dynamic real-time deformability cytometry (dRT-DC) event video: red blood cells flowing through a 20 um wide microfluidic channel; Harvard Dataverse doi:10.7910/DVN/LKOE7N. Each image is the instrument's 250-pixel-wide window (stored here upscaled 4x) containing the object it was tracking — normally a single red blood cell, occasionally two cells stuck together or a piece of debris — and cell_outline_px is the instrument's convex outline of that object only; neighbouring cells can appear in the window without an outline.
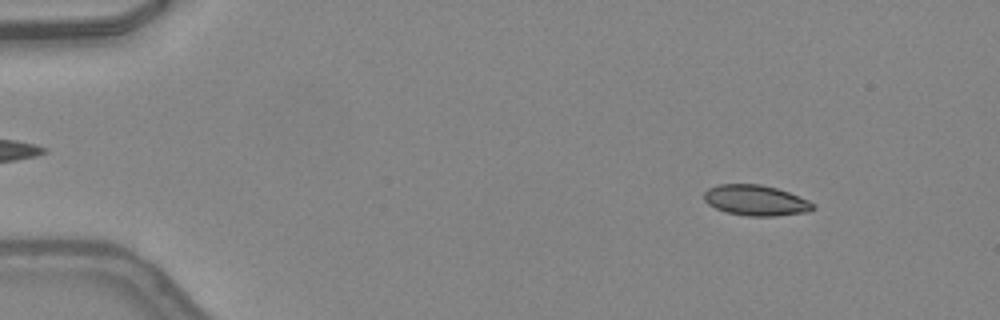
{"species": "common noctule bat (a hibernating species)", "species_latin": "Nyctalus noctula", "temperature_condition": "warm", "stored_images_in_passage": 48, "camera_frame_rate_fps": 3000, "um_per_image_px": 0.085, "animal": {"sex": "female", "body_mass_g": 24.6, "forearm_length_mm": 56.2}, "frame": {"image": 1, "passage_image": 6, "time_ms": 1.667, "image_size_px": [1000, 320], "cell_outline_px": [[816, 208], [808, 212], [776, 216], [748, 216], [724, 212], [708, 204], [704, 200], [704, 192], [708, 188], [720, 184], [760, 184], [776, 188], [788, 192], [808, 200], [816, 204]], "centroid_in_image_um": [64.25, 17.04], "position_along_channel_um": 20.8, "area_um2": 19.54}}
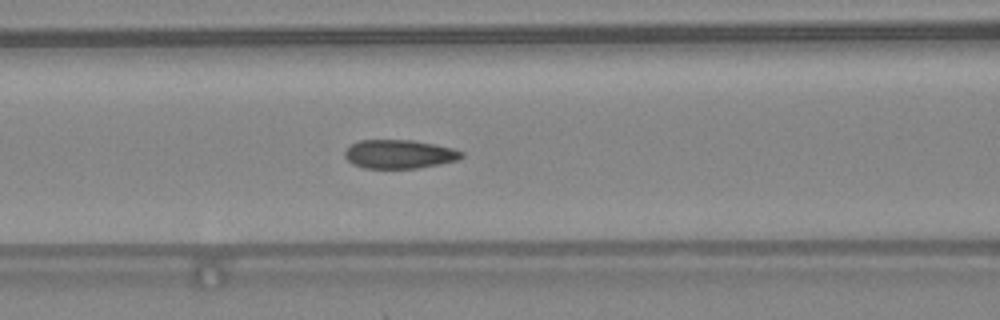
{"frame": {"image": 2, "passage_image": 21, "time_ms": 6.667, "image_size_px": [1000, 320], "cell_outline_px": [[464, 156], [456, 160], [440, 164], [416, 168], [364, 168], [352, 164], [344, 156], [344, 152], [352, 144], [360, 140], [412, 140], [436, 144], [452, 148], [464, 152]], "centroid_in_image_um": [33.95, 13.1], "position_along_channel_um": 132.7, "area_um2": 19.54}}
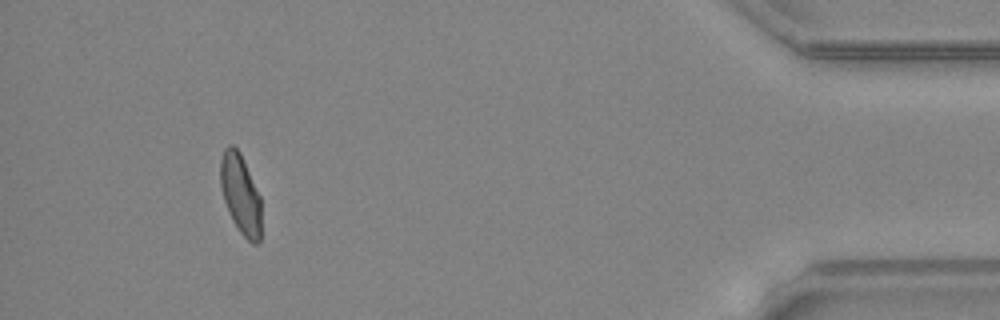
{"frame": {"image": 3, "passage_image": 45, "time_ms": 14.667, "image_size_px": [1000, 320], "cell_outline_px": [[260, 244], [252, 244], [240, 232], [232, 220], [224, 200], [220, 184], [220, 160], [224, 148], [228, 144], [232, 144], [240, 152], [260, 196]], "centroid_in_image_um": [20.43, 16.49], "position_along_channel_um": 414.8, "area_um2": 18.96}, "authors_computed_cell_mechanics": {"area_um2": 19.5364, "velocity_mm_per_s": 4.3057, "shape_relaxation_time_tau1_ms": null, "shape_relaxation_time_tau2_ms": 0.7975, "deformation_change_tau1": null, "deformation_change_tau2": 0.0601}}